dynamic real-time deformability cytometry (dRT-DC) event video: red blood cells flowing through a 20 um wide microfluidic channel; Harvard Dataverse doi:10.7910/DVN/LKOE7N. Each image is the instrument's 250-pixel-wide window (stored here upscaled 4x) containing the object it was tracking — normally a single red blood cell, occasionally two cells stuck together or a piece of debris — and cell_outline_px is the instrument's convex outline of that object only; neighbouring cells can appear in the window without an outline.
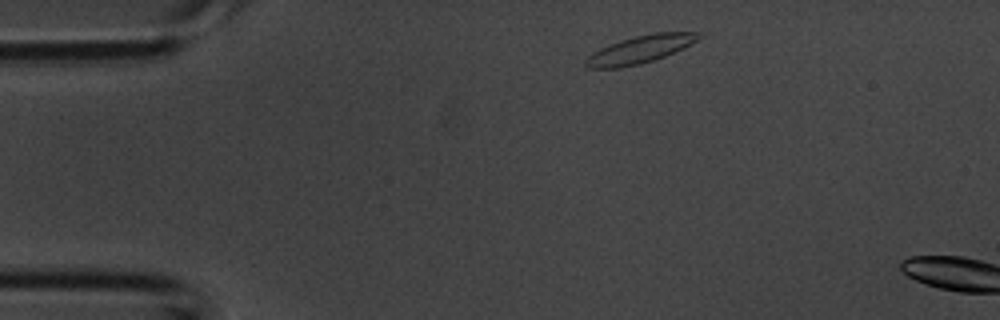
{"species": "common noctule bat (a hibernating species)", "species_latin": "Nyctalus noctula", "temperature_condition": "room temperature", "stored_images_in_passage": 2, "segment_of_instrument_passage": [1, 2], "camera_frame_rate_fps": 3000, "um_per_image_px": 0.085, "animal": {"sex": "male", "body_mass_g": 20.1, "forearm_length_mm": 53.5}, "frame": {"image": 1, "passage_image": 1, "time_ms": 0.0, "image_size_px": [1000, 320], "cell_outline_px": [[704, 36], [684, 48], [664, 56], [640, 64], [620, 68], [588, 68], [584, 64], [584, 60], [588, 56], [600, 48], [620, 40], [652, 32], [700, 32]], "centroid_in_image_um": [54.42, 4.19], "position_along_channel_um": 30.6, "area_um2": 18.21}}